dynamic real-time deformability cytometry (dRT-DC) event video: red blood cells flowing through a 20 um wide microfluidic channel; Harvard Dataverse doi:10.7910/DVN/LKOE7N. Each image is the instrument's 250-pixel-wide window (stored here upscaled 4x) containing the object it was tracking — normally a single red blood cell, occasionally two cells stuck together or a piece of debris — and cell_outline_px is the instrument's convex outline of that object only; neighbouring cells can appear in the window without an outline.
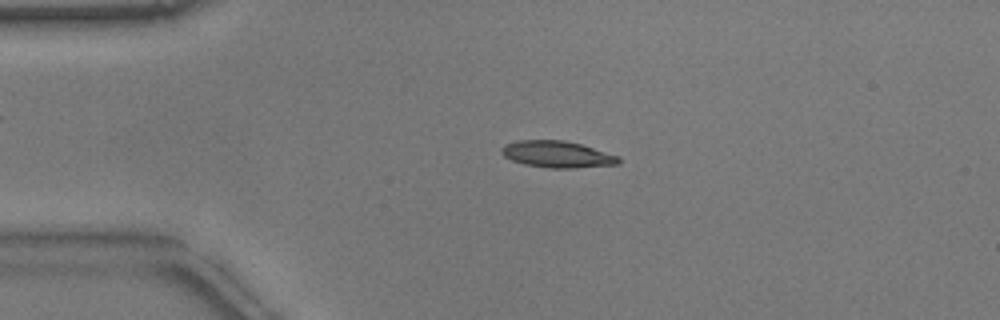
{"species": "common noctule bat (a hibernating species)", "species_latin": "Nyctalus noctula", "temperature_condition": "warm", "stored_images_in_passage": 53, "camera_frame_rate_fps": 3000, "um_per_image_px": 0.085, "animal": {"sex": "male", "body_mass_g": 17.9}, "frame": {"image": 1, "passage_image": 11, "time_ms": 3.333, "image_size_px": [1000, 320], "cell_outline_px": [[620, 164], [572, 168], [552, 168], [524, 164], [512, 160], [504, 156], [500, 152], [500, 148], [504, 144], [520, 140], [564, 140], [580, 144], [620, 156]], "centroid_in_image_um": [47.35, 13.11], "position_along_channel_um": 37.6, "area_um2": 18.15}}
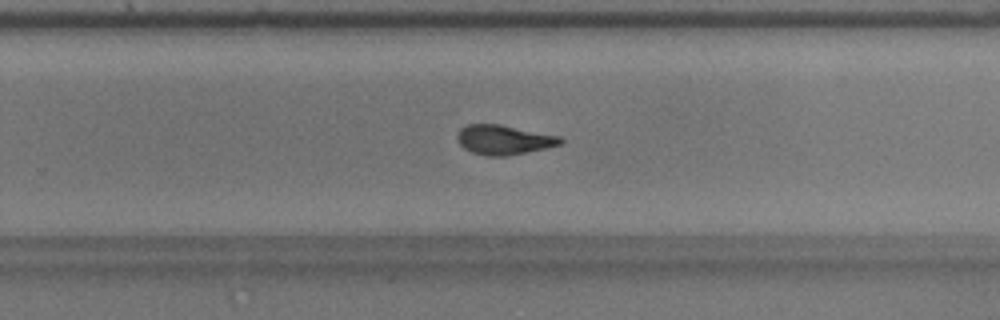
{"frame": {"image": 2, "passage_image": 33, "time_ms": 10.667, "image_size_px": [1000, 320], "cell_outline_px": [[564, 140], [560, 144], [544, 148], [508, 156], [488, 156], [472, 152], [464, 148], [456, 140], [456, 136], [460, 128], [468, 124], [500, 124], [560, 136]], "centroid_in_image_um": [42.79, 11.87], "position_along_channel_um": 287.0, "area_um2": 17.74}}
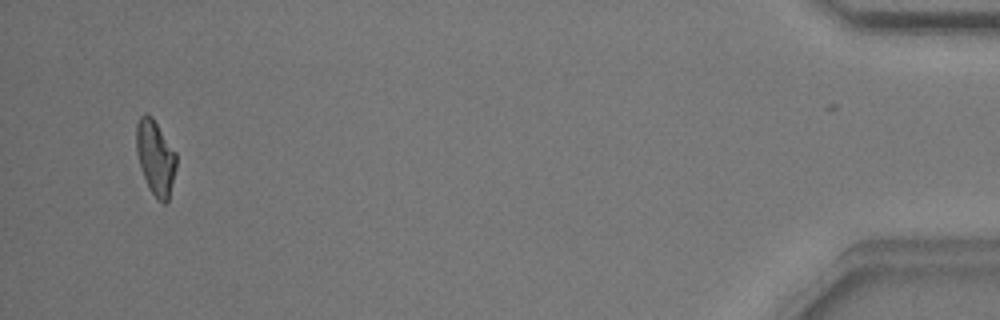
{"frame": {"image": 3, "passage_image": 50, "time_ms": 16.333, "image_size_px": [1000, 320], "cell_outline_px": [[176, 168], [168, 200], [164, 204], [156, 200], [140, 168], [136, 152], [136, 124], [140, 116], [144, 112], [148, 112], [152, 116], [176, 152]], "centroid_in_image_um": [13.2, 13.35], "position_along_channel_um": 422.0, "area_um2": 17.51}, "authors_computed_cell_mechanics": {"area_um2": 17.6868, "velocity_mm_per_s": 3.8137, "shape_relaxation_time_tau1_ms": 6.7457, "shape_relaxation_time_tau2_ms": 2.8973, "deformation_change_tau1": 0.2053, "deformation_change_tau2": 0.1146}}